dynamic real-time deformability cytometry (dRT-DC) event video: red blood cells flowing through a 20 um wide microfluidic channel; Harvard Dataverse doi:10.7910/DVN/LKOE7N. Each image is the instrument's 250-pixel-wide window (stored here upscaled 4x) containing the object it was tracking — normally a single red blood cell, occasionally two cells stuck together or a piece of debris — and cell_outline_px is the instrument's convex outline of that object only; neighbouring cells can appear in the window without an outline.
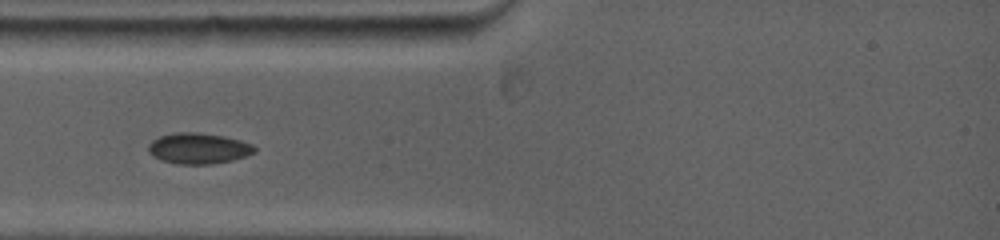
{"species": "common noctule bat (a hibernating species)", "species_latin": "Nyctalus noctula", "temperature_condition": "warm", "stored_images_in_passage": 21, "camera_frame_rate_fps": 5000, "um_per_image_px": 0.085, "animal": {"sex": "female", "body_mass_g": 19.0, "forearm_length_mm": 53.3}, "frame": {"image": 1, "passage_image": 1, "time_ms": 0.0, "image_size_px": [1000, 240], "cell_outline_px": [[256, 148], [252, 152], [244, 156], [232, 160], [212, 164], [176, 164], [160, 160], [148, 152], [148, 144], [152, 140], [160, 136], [180, 132], [196, 132], [224, 136], [240, 140], [252, 144]], "centroid_in_image_um": [16.83, 12.61], "position_along_channel_um": 68.2, "area_um2": 18.96}}
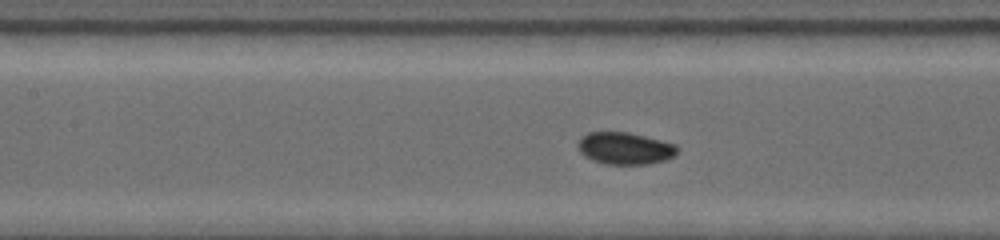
{"frame": {"image": 2, "passage_image": 12, "time_ms": 2.2, "image_size_px": [1000, 240], "cell_outline_px": [[676, 156], [664, 160], [648, 164], [604, 164], [592, 160], [584, 156], [580, 152], [576, 144], [588, 132], [628, 132], [676, 144]], "centroid_in_image_um": [53.1, 12.61], "position_along_channel_um": 154.3, "area_um2": 18.5}}
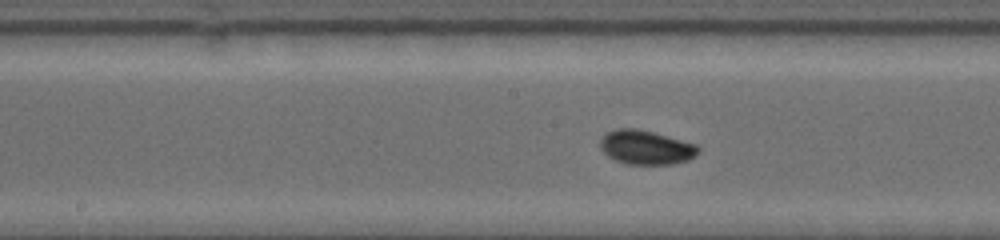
{"frame": {"image": 3, "passage_image": 17, "time_ms": 3.2, "image_size_px": [1000, 240], "cell_outline_px": [[700, 152], [696, 156], [688, 160], [672, 164], [624, 164], [608, 156], [600, 148], [600, 140], [608, 132], [620, 128], [636, 128], [652, 132], [696, 144], [700, 148]], "centroid_in_image_um": [54.93, 12.54], "position_along_channel_um": 193.3, "area_um2": 19.42}}